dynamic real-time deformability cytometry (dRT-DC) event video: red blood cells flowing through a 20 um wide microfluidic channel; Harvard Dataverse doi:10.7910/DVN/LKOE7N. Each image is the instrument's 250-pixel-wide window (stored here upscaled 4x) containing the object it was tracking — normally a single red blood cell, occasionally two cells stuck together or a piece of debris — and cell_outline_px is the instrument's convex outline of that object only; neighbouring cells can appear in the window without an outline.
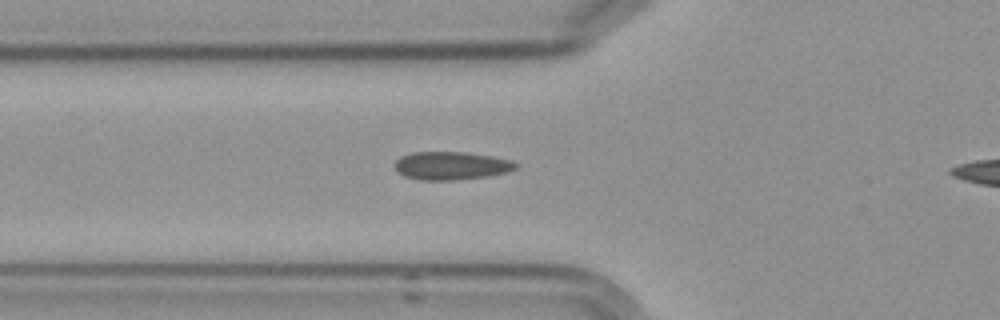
{"species": "Egyptian fruit bat (a non-hibernating species)", "species_latin": "Rousettus aegyptiacus", "temperature_condition": "cold", "stored_images_in_passage": 7, "segment_of_instrument_passage": [1, 2], "camera_frame_rate_fps": 3000, "um_per_image_px": 0.085, "frame": {"image": 1, "passage_image": 6, "time_ms": 6.667, "image_size_px": [1000, 320], "cell_outline_px": [[516, 168], [508, 172], [488, 176], [452, 180], [420, 180], [404, 176], [396, 172], [392, 164], [400, 156], [412, 152], [468, 152], [492, 156], [512, 160], [516, 164]], "centroid_in_image_um": [38.3, 14.08], "position_along_channel_um": 87.5, "area_um2": 20.06}}